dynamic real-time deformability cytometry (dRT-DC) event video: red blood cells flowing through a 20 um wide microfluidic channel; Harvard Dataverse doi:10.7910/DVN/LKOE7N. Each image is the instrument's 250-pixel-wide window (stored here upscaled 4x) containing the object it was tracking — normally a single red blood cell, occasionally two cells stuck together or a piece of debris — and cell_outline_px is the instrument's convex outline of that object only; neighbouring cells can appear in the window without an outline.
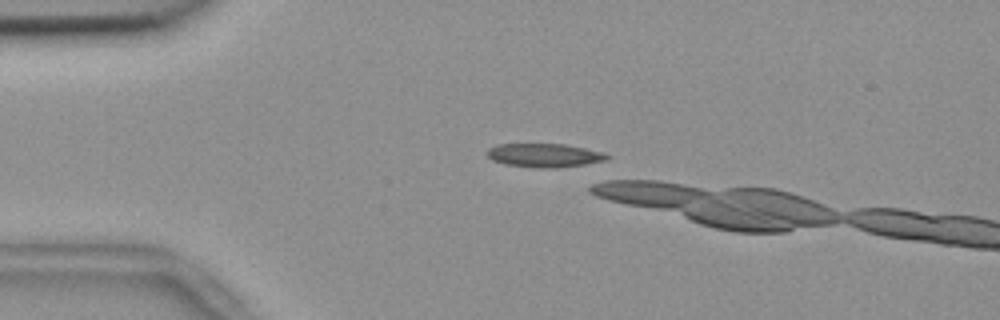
{"species": "common noctule bat (a hibernating species)", "species_latin": "Nyctalus noctula", "temperature_condition": "room temperature", "stored_images_in_passage": 6, "camera_frame_rate_fps": 3000, "um_per_image_px": 0.085, "animal": {"sex": "female", "body_mass_g": 18.4}, "frame": {"image": 1, "passage_image": 3, "time_ms": 0.667, "image_size_px": [1000, 320], "cell_outline_px": [[608, 160], [584, 164], [556, 168], [536, 168], [504, 164], [492, 160], [484, 152], [488, 148], [500, 144], [564, 144], [604, 152], [608, 156]], "centroid_in_image_um": [46.24, 13.2], "position_along_channel_um": 38.8, "area_um2": 16.59}}